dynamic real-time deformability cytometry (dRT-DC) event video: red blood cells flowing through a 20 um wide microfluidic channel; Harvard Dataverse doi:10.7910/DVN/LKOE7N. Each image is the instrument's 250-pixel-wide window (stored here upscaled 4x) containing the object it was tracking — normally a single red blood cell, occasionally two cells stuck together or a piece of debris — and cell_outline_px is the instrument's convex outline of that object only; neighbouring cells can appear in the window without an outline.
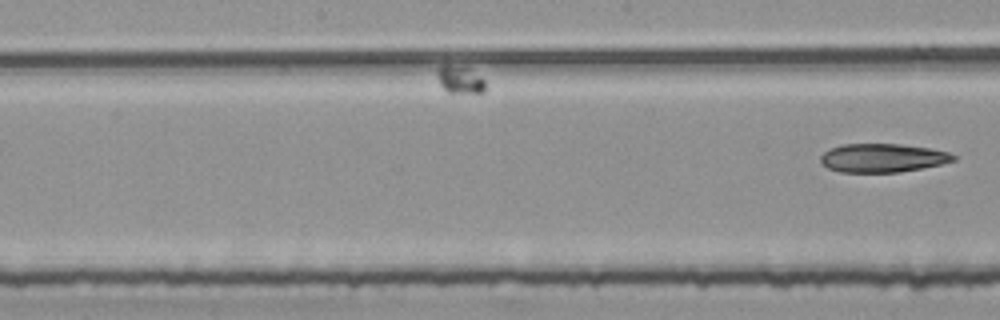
{"species": "common noctule bat (a hibernating species)", "species_latin": "Nyctalus noctula", "temperature_condition": "room temperature", "stored_images_in_passage": 28, "camera_frame_rate_fps": 3000, "um_per_image_px": 0.085, "animal": {"sex": "female", "body_mass_g": 25.1}, "frame": {"image": 1, "passage_image": 28, "time_ms": 9.0, "image_size_px": [1000, 320], "cell_outline_px": [[956, 160], [940, 164], [900, 172], [840, 172], [828, 168], [820, 160], [820, 156], [828, 148], [844, 144], [900, 144], [932, 148], [948, 152], [956, 156]], "centroid_in_image_um": [75.01, 13.41], "position_along_channel_um": 173.2, "area_um2": 22.14}}